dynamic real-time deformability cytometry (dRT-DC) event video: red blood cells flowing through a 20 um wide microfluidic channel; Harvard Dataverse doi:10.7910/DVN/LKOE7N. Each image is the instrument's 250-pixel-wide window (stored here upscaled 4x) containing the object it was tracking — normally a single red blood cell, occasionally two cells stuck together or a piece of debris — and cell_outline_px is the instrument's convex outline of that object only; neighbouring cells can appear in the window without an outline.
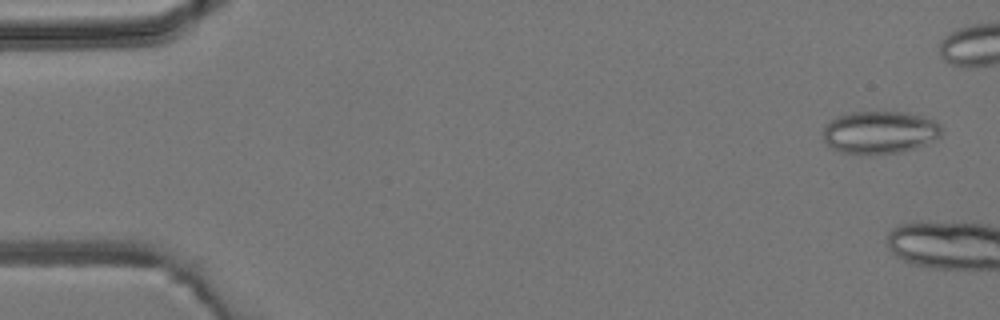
{"species": "common noctule bat (a hibernating species)", "species_latin": "Nyctalus noctula", "temperature_condition": "room temperature", "stored_images_in_passage": 7, "camera_frame_rate_fps": 3000, "um_per_image_px": 0.085, "animal": {"sex": "male", "body_mass_g": 19.2, "forearm_length_mm": 51.8}, "frame": {"image": 1, "passage_image": 1, "time_ms": 0.0, "image_size_px": [1000, 320], "cell_outline_px": [[940, 136], [916, 148], [900, 152], [840, 152], [832, 148], [824, 140], [824, 128], [836, 116], [848, 112], [904, 112], [936, 120], [940, 124]], "centroid_in_image_um": [74.78, 11.21], "position_along_channel_um": 10.2, "area_um2": 28.73}}